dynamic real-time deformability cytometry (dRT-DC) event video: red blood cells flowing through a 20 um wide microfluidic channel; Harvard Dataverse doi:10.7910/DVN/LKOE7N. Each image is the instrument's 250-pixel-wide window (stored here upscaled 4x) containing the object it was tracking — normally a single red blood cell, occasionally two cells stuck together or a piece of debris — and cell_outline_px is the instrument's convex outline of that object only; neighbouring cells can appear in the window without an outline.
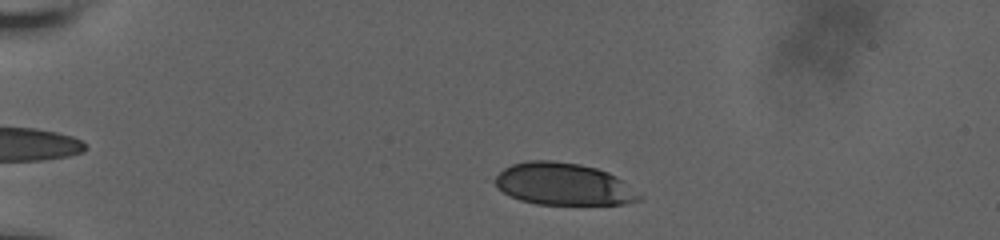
{"species": "human", "species_latin": "Homo sapiens", "temperature_condition": "room temperature", "stored_images_in_passage": 44, "camera_frame_rate_fps": 3000, "um_per_image_px": 0.085, "donor": {"sex": "male"}, "frame": {"image": 1, "passage_image": 6, "time_ms": 1.667, "image_size_px": [1000, 240], "cell_outline_px": [[644, 196], [640, 200], [624, 204], [536, 204], [520, 200], [496, 188], [496, 176], [504, 168], [512, 164], [528, 160], [552, 160], [580, 164], [596, 168], [608, 172], [616, 176]], "centroid_in_image_um": [47.91, 15.65], "position_along_channel_um": 37.1, "area_um2": 35.37}}
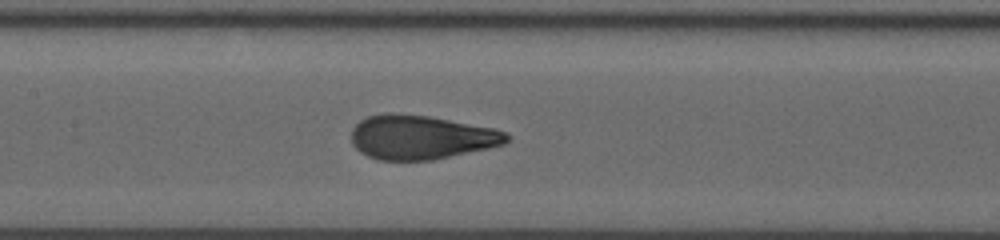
{"frame": {"image": 2, "passage_image": 22, "time_ms": 7.0, "image_size_px": [1000, 240], "cell_outline_px": [[508, 140], [504, 144], [488, 148], [432, 160], [380, 160], [368, 156], [360, 152], [352, 144], [352, 128], [364, 116], [388, 112], [392, 112], [428, 116], [496, 128], [504, 132], [508, 136]], "centroid_in_image_um": [35.74, 11.65], "position_along_channel_um": 171.7, "area_um2": 40.0}}
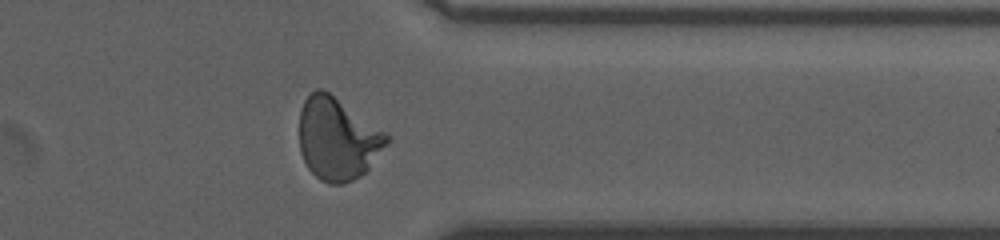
{"frame": {"image": 3, "passage_image": 39, "time_ms": 12.667, "image_size_px": [1000, 240], "cell_outline_px": [[392, 140], [368, 168], [360, 176], [344, 184], [328, 184], [320, 180], [308, 168], [300, 152], [300, 108], [304, 100], [316, 88], [320, 88], [328, 92], [392, 136]], "centroid_in_image_um": [28.71, 11.81], "position_along_channel_um": 382.7, "area_um2": 41.96}, "authors_computed_cell_mechanics": {"area_um2": 39.6508, "velocity_mm_per_s": 3.7989, "shape_relaxation_time_tau1_ms": 5.1355, "shape_relaxation_time_tau2_ms": null, "deformation_change_tau1": 0.2286, "deformation_change_tau2": null}}